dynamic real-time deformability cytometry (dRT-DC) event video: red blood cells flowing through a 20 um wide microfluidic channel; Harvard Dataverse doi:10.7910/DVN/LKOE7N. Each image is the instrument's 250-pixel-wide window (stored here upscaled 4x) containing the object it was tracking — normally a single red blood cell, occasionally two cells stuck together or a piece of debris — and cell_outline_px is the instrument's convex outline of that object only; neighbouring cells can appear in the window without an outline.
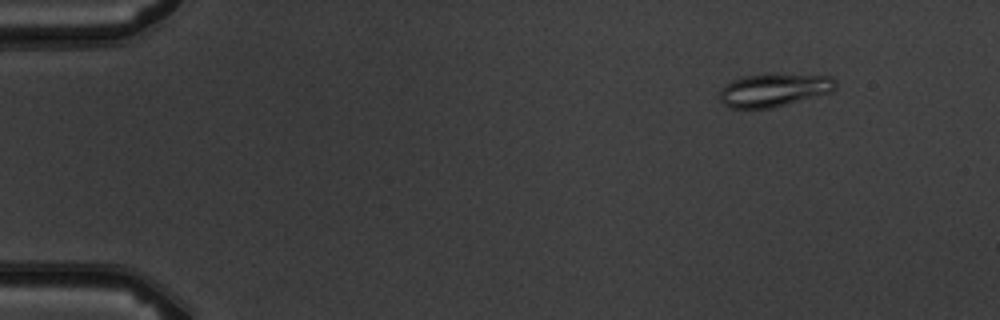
{"species": "common noctule bat (a hibernating species)", "species_latin": "Nyctalus noctula", "temperature_condition": "warm", "stored_images_in_passage": 6, "camera_frame_rate_fps": 3000, "um_per_image_px": 0.085, "animal": {"sex": "male", "body_mass_g": 19.5, "forearm_length_mm": 54.6}, "frame": {"image": 1, "passage_image": 2, "time_ms": 1.0, "image_size_px": [1000, 320], "cell_outline_px": [[836, 88], [832, 92], [772, 108], [728, 108], [720, 100], [720, 92], [724, 84], [732, 80], [744, 76], [776, 72], [832, 76], [836, 80]], "centroid_in_image_um": [65.81, 7.62], "position_along_channel_um": 19.2, "area_um2": 22.95}}
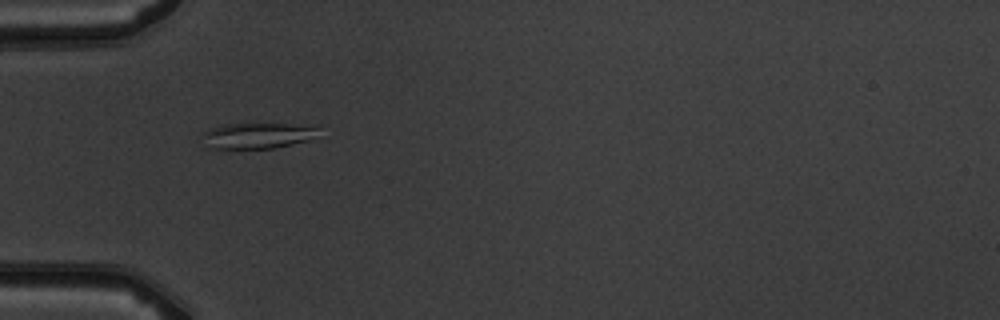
{"frame": {"image": 2, "passage_image": 5, "time_ms": 4.667, "image_size_px": [1000, 320], "cell_outline_px": [[320, 128], [308, 140], [292, 144], [272, 148], [208, 148], [204, 136], [204, 132], [212, 128], [224, 124], [316, 124]], "centroid_in_image_um": [21.95, 11.51], "position_along_channel_um": 63.0, "area_um2": 17.17}}
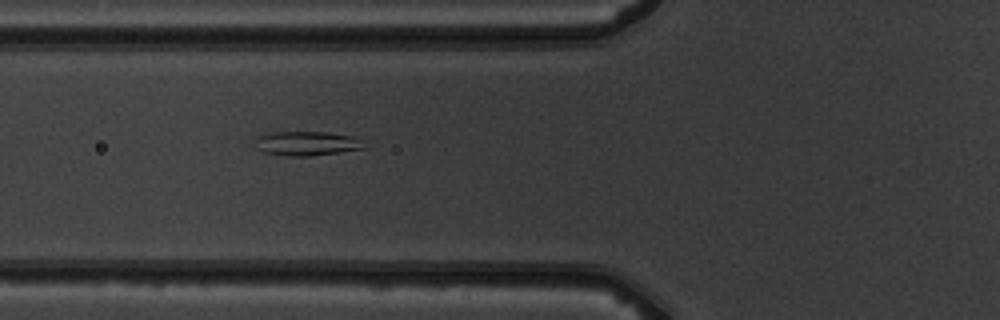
{"frame": {"image": 3, "passage_image": 6, "time_ms": 5.667, "image_size_px": [1000, 320], "cell_outline_px": [[368, 148], [312, 156], [288, 156], [264, 152], [256, 148], [256, 140], [260, 136], [272, 132], [324, 132], [352, 136], [360, 140]], "centroid_in_image_um": [26.1, 12.2], "position_along_channel_um": 99.7, "area_um2": 15.32}}